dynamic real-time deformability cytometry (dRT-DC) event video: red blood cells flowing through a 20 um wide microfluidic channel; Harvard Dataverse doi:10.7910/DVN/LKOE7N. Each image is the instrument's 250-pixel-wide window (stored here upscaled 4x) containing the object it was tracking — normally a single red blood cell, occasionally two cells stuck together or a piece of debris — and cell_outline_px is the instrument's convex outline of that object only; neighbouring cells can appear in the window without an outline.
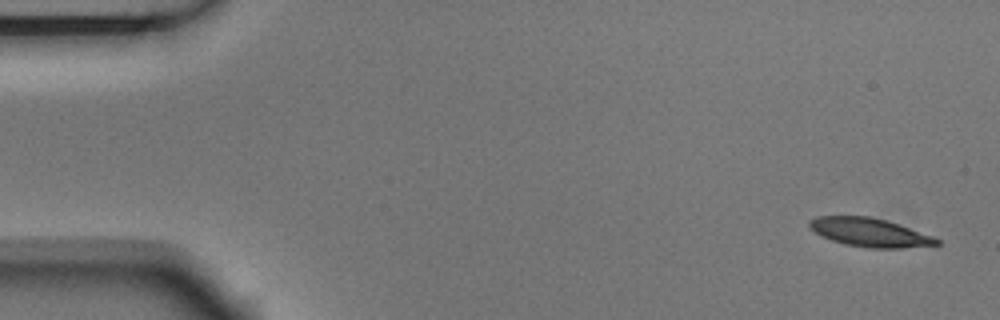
{"species": "Egyptian fruit bat (a non-hibernating species)", "species_latin": "Rousettus aegyptiacus", "temperature_condition": "room temperature", "stored_images_in_passage": 5, "camera_frame_rate_fps": 3000, "um_per_image_px": 0.085, "animal": {"sex": "male"}, "frame": {"image": 1, "passage_image": 1, "time_ms": 0.0, "image_size_px": [1000, 320], "cell_outline_px": [[940, 244], [900, 248], [868, 248], [844, 244], [832, 240], [816, 232], [808, 224], [808, 220], [816, 216], [872, 216], [888, 220], [900, 224], [932, 236], [940, 240]], "centroid_in_image_um": [73.93, 19.74], "position_along_channel_um": 11.1, "area_um2": 21.15}}
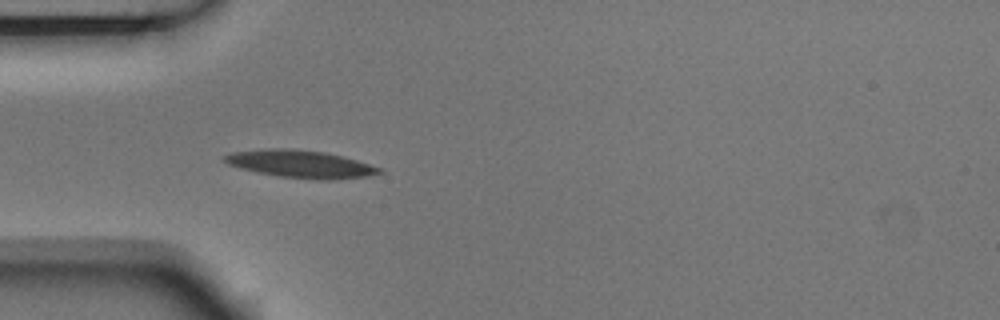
{"frame": {"image": 2, "passage_image": 5, "time_ms": 1.333, "image_size_px": [1000, 320], "cell_outline_px": [[384, 172], [368, 176], [336, 180], [316, 180], [280, 176], [256, 172], [240, 168], [228, 164], [220, 160], [224, 156], [232, 152], [272, 148], [292, 148], [324, 152], [356, 160], [384, 168]], "centroid_in_image_um": [25.56, 13.95], "position_along_channel_um": 59.4, "area_um2": 25.03}}